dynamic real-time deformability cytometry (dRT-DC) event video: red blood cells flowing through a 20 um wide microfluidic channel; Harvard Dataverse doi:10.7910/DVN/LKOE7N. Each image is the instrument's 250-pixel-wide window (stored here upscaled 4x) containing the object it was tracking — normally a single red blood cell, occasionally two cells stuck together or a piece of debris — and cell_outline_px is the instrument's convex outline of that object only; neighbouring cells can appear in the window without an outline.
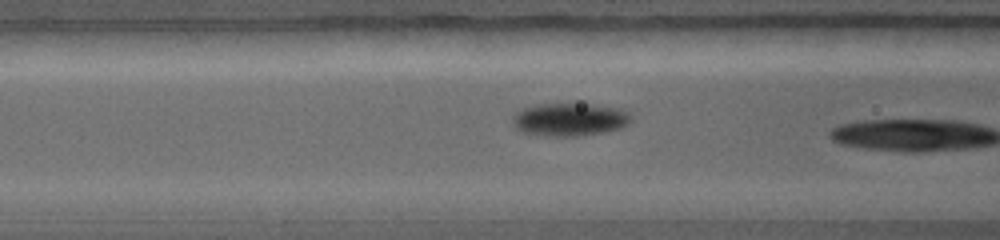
{"species": "common noctule bat (a hibernating species)", "species_latin": "Nyctalus noctula", "temperature_condition": "warm", "stored_images_in_passage": 4, "camera_frame_rate_fps": 5000, "um_per_image_px": 0.085, "animal": {"sex": "female", "body_mass_g": 19.0, "forearm_length_mm": 56.7}, "frame": {"image": 1, "passage_image": 3, "time_ms": 0.4, "image_size_px": [1000, 240], "cell_outline_px": [[632, 120], [628, 124], [620, 128], [604, 132], [580, 136], [548, 136], [520, 132], [512, 124], [512, 116], [516, 112], [524, 108], [536, 104], [592, 104], [620, 108], [628, 112], [632, 116]], "centroid_in_image_um": [48.42, 10.16], "position_along_channel_um": 118.2, "area_um2": 23.0}}